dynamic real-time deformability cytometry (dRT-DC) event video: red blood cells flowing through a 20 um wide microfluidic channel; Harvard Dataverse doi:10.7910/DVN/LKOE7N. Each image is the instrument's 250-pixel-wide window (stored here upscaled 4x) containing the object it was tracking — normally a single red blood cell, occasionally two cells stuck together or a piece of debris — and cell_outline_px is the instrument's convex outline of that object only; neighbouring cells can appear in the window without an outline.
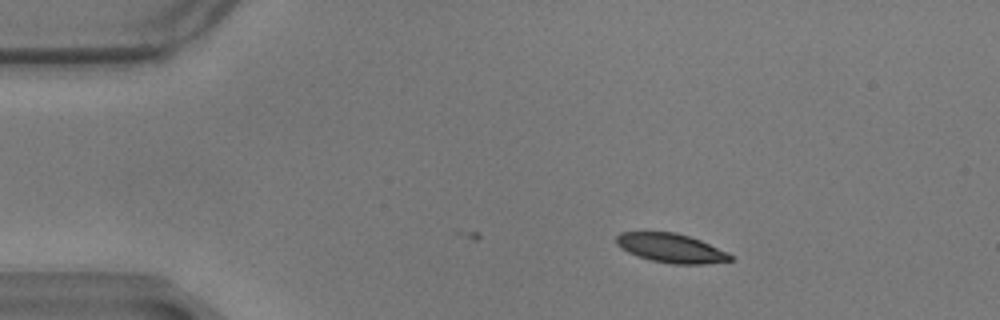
{"species": "common noctule bat (a hibernating species)", "species_latin": "Nyctalus noctula", "temperature_condition": "warm", "stored_images_in_passage": 8, "camera_frame_rate_fps": 3000, "um_per_image_px": 0.085, "animal": {"sex": "male", "body_mass_g": 17.9}, "frame": {"image": 1, "passage_image": 8, "time_ms": 2.333, "image_size_px": [1000, 320], "cell_outline_px": [[732, 260], [700, 264], [672, 264], [652, 260], [636, 256], [620, 248], [616, 244], [616, 236], [620, 232], [676, 232], [700, 240], [728, 252], [732, 256]], "centroid_in_image_um": [57.0, 21.08], "position_along_channel_um": 28.0, "area_um2": 19.25}}